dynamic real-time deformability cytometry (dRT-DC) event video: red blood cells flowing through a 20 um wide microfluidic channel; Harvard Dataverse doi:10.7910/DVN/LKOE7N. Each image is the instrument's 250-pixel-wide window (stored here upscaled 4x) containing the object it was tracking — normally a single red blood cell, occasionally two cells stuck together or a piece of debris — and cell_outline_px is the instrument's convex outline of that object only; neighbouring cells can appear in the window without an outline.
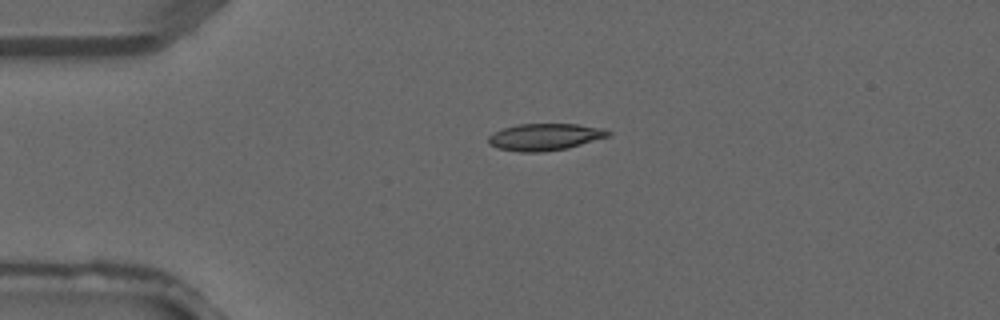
{"species": "common noctule bat (a hibernating species)", "species_latin": "Nyctalus noctula", "temperature_condition": "warm", "stored_images_in_passage": 2, "camera_frame_rate_fps": 3000, "um_per_image_px": 0.085, "animal": {"sex": "male", "forearm_length_mm": 52.5}, "frame": {"image": 1, "passage_image": 1, "time_ms": 0.0, "image_size_px": [1000, 320], "cell_outline_px": [[612, 136], [568, 148], [540, 152], [520, 152], [500, 148], [488, 144], [488, 136], [504, 128], [520, 124], [576, 124], [604, 128], [612, 132]], "centroid_in_image_um": [46.39, 11.64], "position_along_channel_um": 38.6, "area_um2": 18.79}}